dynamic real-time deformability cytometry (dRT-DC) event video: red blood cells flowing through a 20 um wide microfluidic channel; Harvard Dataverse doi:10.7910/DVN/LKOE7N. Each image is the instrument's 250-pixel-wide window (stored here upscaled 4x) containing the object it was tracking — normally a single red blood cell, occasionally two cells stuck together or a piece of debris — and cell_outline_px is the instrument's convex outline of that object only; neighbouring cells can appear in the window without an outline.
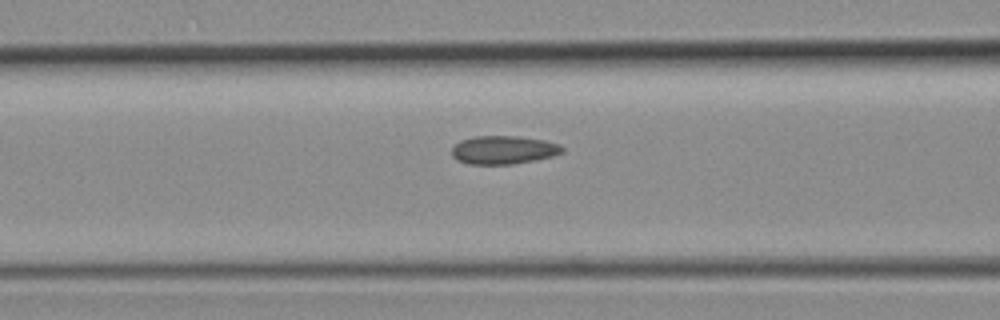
{"species": "common noctule bat (a hibernating species)", "species_latin": "Nyctalus noctula", "temperature_condition": "room temperature", "stored_images_in_passage": 6, "camera_frame_rate_fps": 3000, "um_per_image_px": 0.085, "animal": {"sex": "female", "body_mass_g": 19.3, "forearm_length_mm": 54.1}, "frame": {"image": 1, "passage_image": 6, "time_ms": 1.667, "image_size_px": [1000, 320], "cell_outline_px": [[564, 152], [552, 156], [512, 164], [468, 164], [456, 160], [452, 156], [452, 148], [460, 140], [472, 136], [516, 136], [544, 140], [560, 144], [564, 148]], "centroid_in_image_um": [42.78, 12.74], "position_along_channel_um": 123.8, "area_um2": 18.26}}